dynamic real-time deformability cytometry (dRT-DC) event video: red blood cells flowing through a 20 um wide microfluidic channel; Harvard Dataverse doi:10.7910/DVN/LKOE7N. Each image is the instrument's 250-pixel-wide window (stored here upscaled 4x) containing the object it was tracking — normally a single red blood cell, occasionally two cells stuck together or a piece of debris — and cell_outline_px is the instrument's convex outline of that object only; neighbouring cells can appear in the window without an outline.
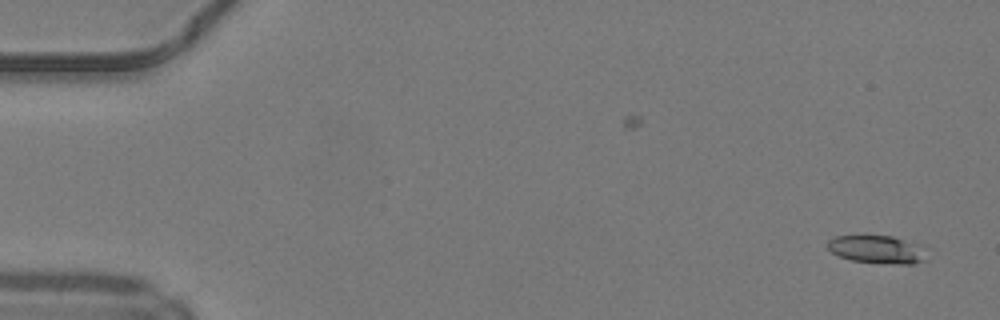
{"species": "common noctule bat (a hibernating species)", "species_latin": "Nyctalus noctula", "temperature_condition": "warm", "stored_images_in_passage": 50, "segment_of_instrument_passage": [1, 2], "camera_frame_rate_fps": 3000, "um_per_image_px": 0.085, "animal": {"sex": "male", "body_mass_g": 19.2, "forearm_length_mm": 51.8}, "frame": {"image": 1, "passage_image": 2, "time_ms": 0.333, "image_size_px": [1000, 320], "cell_outline_px": [[924, 260], [916, 264], [896, 264], [852, 260], [840, 256], [832, 252], [828, 248], [828, 240], [836, 236], [864, 232], [892, 236], [912, 244]], "centroid_in_image_um": [74.34, 21.14], "position_along_channel_um": 10.7, "area_um2": 15.9}}
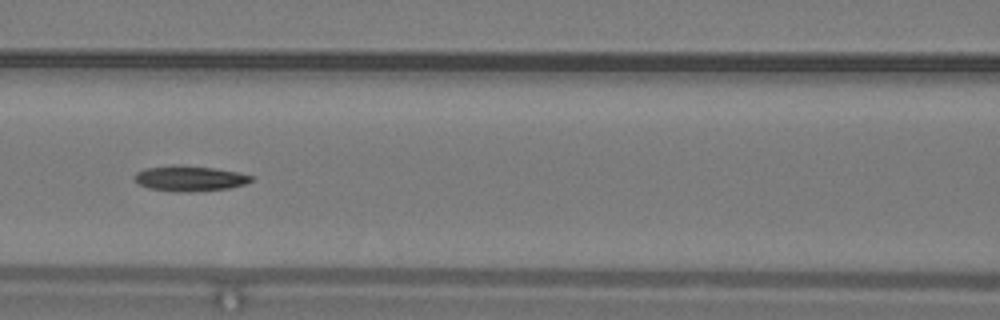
{"frame": {"image": 2, "passage_image": 22, "time_ms": 7.0, "image_size_px": [1000, 320], "cell_outline_px": [[252, 180], [244, 184], [228, 188], [188, 192], [176, 192], [148, 188], [140, 184], [132, 176], [136, 172], [144, 168], [172, 164], [212, 168], [236, 172], [252, 176]], "centroid_in_image_um": [16.05, 15.16], "position_along_channel_um": 150.6, "area_um2": 17.17}}
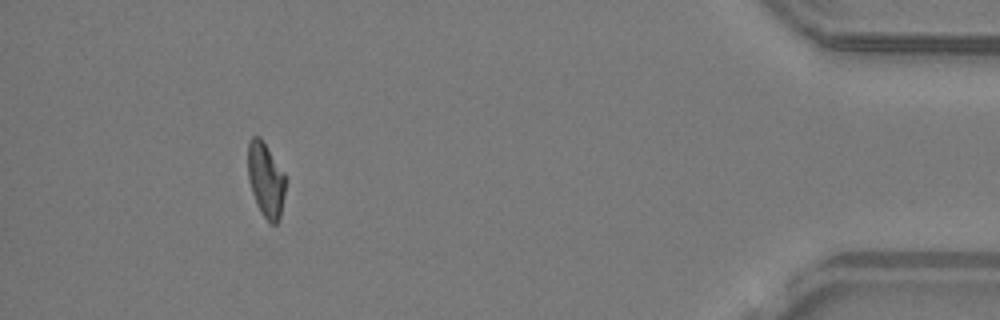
{"frame": {"image": 3, "passage_image": 45, "time_ms": 14.667, "image_size_px": [1000, 320], "cell_outline_px": [[288, 180], [280, 216], [276, 224], [272, 224], [260, 212], [256, 204], [248, 180], [248, 144], [252, 136], [260, 136], [284, 172]], "centroid_in_image_um": [22.61, 15.28], "position_along_channel_um": 412.6, "area_um2": 16.59}}